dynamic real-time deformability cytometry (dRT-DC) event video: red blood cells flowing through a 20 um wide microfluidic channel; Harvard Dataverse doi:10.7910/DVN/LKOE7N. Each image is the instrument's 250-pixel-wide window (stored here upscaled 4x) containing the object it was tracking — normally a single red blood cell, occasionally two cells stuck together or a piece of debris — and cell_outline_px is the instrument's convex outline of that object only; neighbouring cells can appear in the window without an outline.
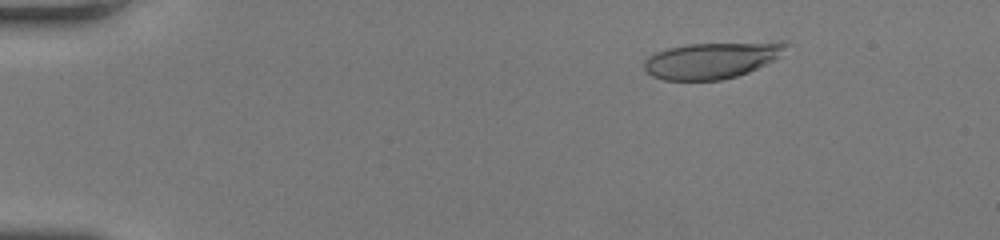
{"species": "human", "species_latin": "Homo sapiens", "temperature_condition": "room temperature", "stored_images_in_passage": 47, "segment_of_instrument_passage": [1, 2], "camera_frame_rate_fps": 3000, "um_per_image_px": 0.085, "donor": {"sex": "female"}, "frame": {"image": 1, "passage_image": 2, "time_ms": 0.333, "image_size_px": [1000, 240], "cell_outline_px": [[792, 44], [772, 60], [748, 72], [736, 76], [720, 80], [664, 80], [652, 76], [644, 68], [644, 60], [648, 56], [656, 52], [668, 48], [688, 44], [780, 40], [788, 40]], "centroid_in_image_um": [60.55, 5.08], "position_along_channel_um": 24.4, "area_um2": 30.46}}
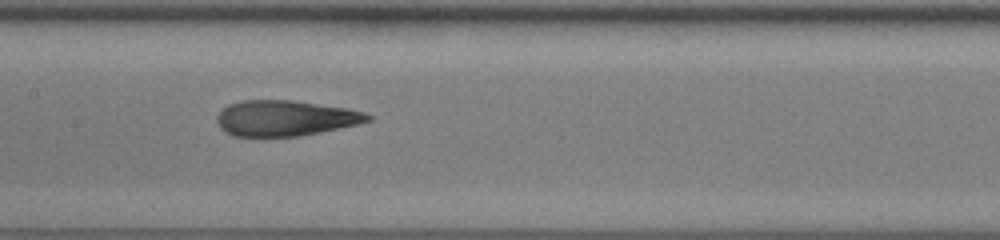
{"frame": {"image": 2, "passage_image": 21, "time_ms": 6.667, "image_size_px": [1000, 240], "cell_outline_px": [[372, 120], [356, 124], [320, 132], [296, 136], [232, 136], [224, 132], [220, 128], [216, 120], [216, 116], [228, 104], [244, 100], [292, 100], [348, 108], [364, 112], [372, 116]], "centroid_in_image_um": [24.22, 10.04], "position_along_channel_um": 183.2, "area_um2": 31.21}}
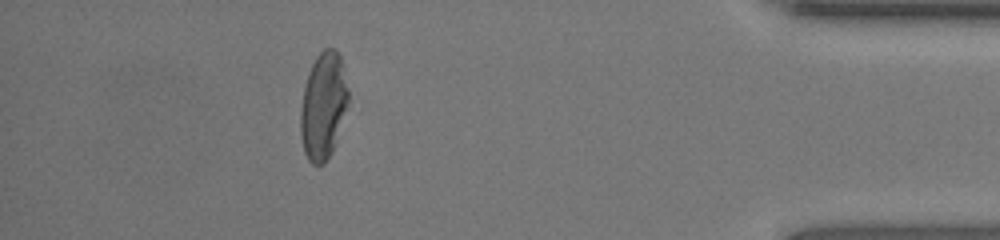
{"frame": {"image": 3, "passage_image": 41, "time_ms": 13.333, "image_size_px": [1000, 240], "cell_outline_px": [[348, 104], [332, 152], [324, 164], [312, 164], [308, 160], [304, 152], [300, 136], [300, 108], [304, 88], [308, 72], [316, 56], [324, 48], [336, 48], [340, 56], [348, 92]], "centroid_in_image_um": [27.46, 9.0], "position_along_channel_um": 407.7, "area_um2": 29.71}}